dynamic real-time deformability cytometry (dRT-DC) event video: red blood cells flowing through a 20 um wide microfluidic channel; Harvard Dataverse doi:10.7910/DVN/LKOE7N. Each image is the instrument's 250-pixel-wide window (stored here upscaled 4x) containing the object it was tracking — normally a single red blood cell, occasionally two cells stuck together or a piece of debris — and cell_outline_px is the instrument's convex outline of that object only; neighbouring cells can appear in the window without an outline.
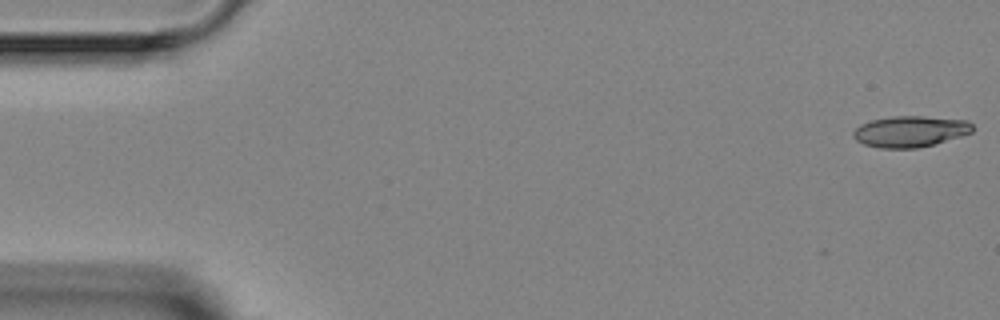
{"species": "Egyptian fruit bat (a non-hibernating species)", "species_latin": "Rousettus aegyptiacus", "temperature_condition": "room temperature", "stored_images_in_passage": 5, "camera_frame_rate_fps": 3000, "um_per_image_px": 0.085, "animal": {"sex": "female"}, "frame": {"image": 1, "passage_image": 1, "time_ms": 0.0, "image_size_px": [1000, 320], "cell_outline_px": [[976, 128], [972, 132], [960, 136], [932, 144], [916, 148], [880, 148], [864, 144], [856, 140], [852, 136], [852, 132], [860, 124], [872, 120], [892, 116], [924, 116], [968, 120]], "centroid_in_image_um": [77.36, 11.16], "position_along_channel_um": 7.6, "area_um2": 21.62}}
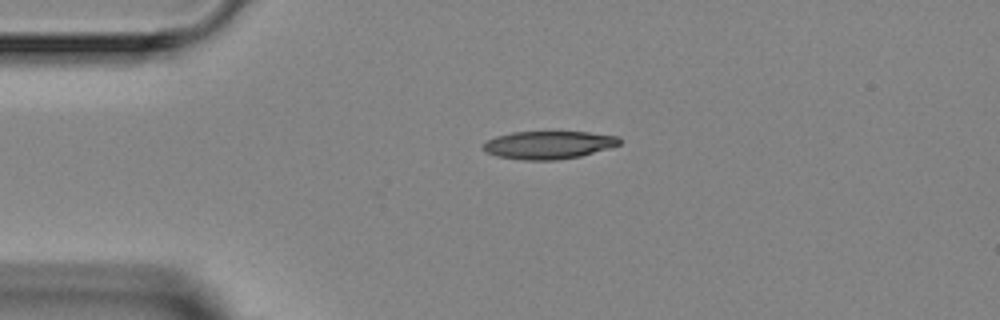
{"frame": {"image": 2, "passage_image": 4, "time_ms": 3.333, "image_size_px": [1000, 320], "cell_outline_px": [[620, 144], [612, 148], [580, 156], [556, 160], [524, 160], [496, 156], [480, 148], [488, 140], [496, 136], [512, 132], [588, 132], [620, 136]], "centroid_in_image_um": [46.66, 12.32], "position_along_channel_um": 38.3, "area_um2": 22.25}}